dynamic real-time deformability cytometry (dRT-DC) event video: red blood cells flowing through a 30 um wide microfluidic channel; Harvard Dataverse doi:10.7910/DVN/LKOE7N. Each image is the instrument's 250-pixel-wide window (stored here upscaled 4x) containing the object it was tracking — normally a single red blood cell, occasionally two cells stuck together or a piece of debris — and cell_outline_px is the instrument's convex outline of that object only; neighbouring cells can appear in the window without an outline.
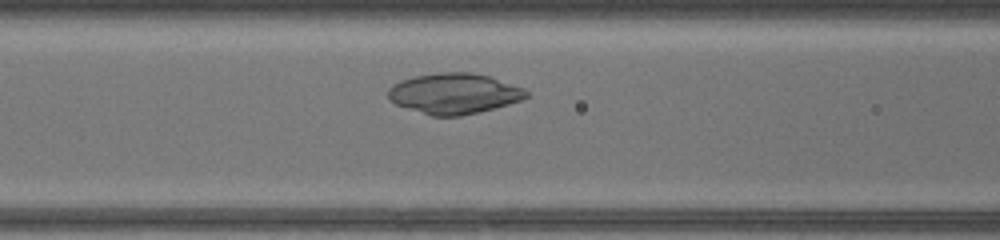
{"species": "common noctule bat (a hibernating species)", "species_latin": "Nyctalus noctula", "temperature_condition": "warm", "stored_images_in_passage": 30, "camera_frame_rate_fps": 3000, "um_per_image_px": 0.085, "animal": {"sex": "female", "body_mass_g": 17.0, "forearm_length_mm": 48.0}, "frame": {"image": 1, "passage_image": 9, "time_ms": 2.667, "image_size_px": [1000, 240], "cell_outline_px": [[528, 96], [520, 100], [508, 104], [460, 116], [432, 116], [396, 104], [388, 100], [388, 88], [392, 84], [400, 80], [416, 76], [440, 72], [472, 72], [488, 76], [524, 88], [528, 92]], "centroid_in_image_um": [38.56, 7.94], "position_along_channel_um": 128.0, "area_um2": 32.43}}
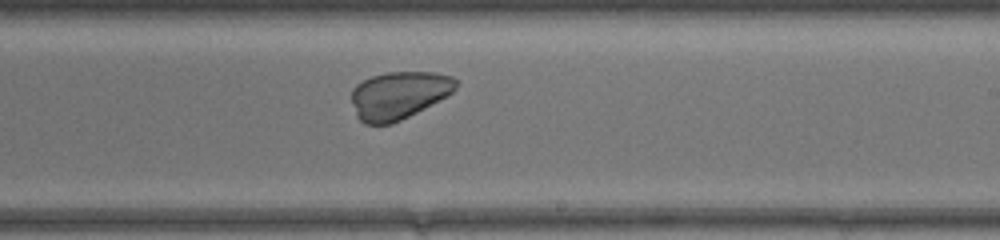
{"frame": {"image": 2, "passage_image": 18, "time_ms": 5.667, "image_size_px": [1000, 240], "cell_outline_px": [[456, 88], [448, 96], [392, 124], [364, 124], [356, 116], [352, 104], [352, 88], [356, 84], [372, 76], [388, 72], [432, 72], [452, 76], [456, 80]], "centroid_in_image_um": [33.88, 8.09], "position_along_channel_um": 255.1, "area_um2": 28.9}}
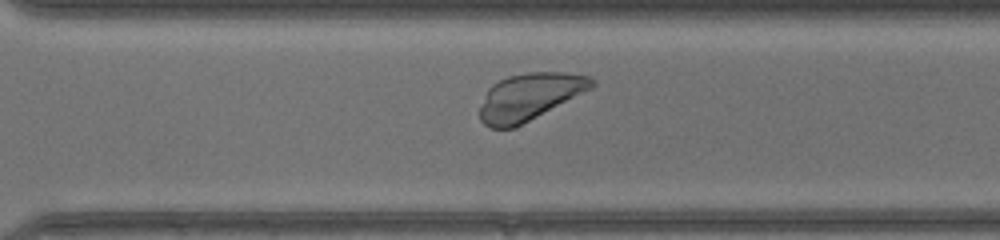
{"frame": {"image": 3, "passage_image": 23, "time_ms": 7.333, "image_size_px": [1000, 240], "cell_outline_px": [[596, 84], [592, 88], [512, 128], [492, 128], [484, 124], [480, 120], [480, 108], [484, 96], [488, 88], [492, 84], [508, 76], [528, 72], [564, 72], [588, 76], [596, 80]], "centroid_in_image_um": [45.0, 8.2], "position_along_channel_um": 325.6, "area_um2": 30.11}}